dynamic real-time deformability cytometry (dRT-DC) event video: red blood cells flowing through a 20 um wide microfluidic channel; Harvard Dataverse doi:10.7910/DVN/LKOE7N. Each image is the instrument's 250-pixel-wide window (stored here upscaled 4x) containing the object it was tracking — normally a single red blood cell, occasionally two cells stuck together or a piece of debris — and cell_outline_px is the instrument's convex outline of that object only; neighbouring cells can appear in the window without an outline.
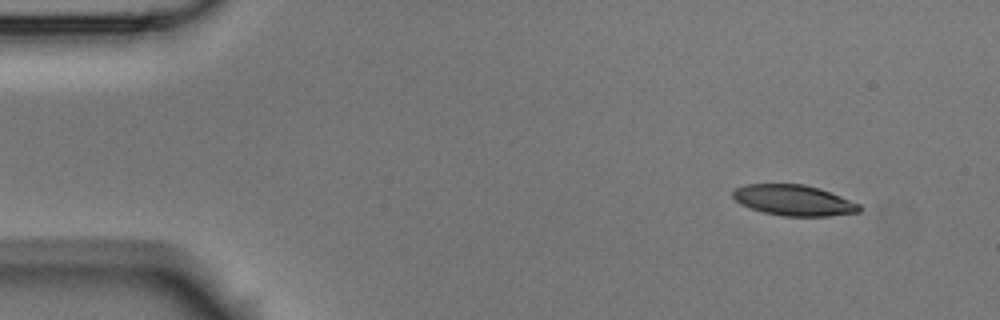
{"species": "Egyptian fruit bat (a non-hibernating species)", "species_latin": "Rousettus aegyptiacus", "temperature_condition": "room temperature", "stored_images_in_passage": 3, "camera_frame_rate_fps": 3000, "um_per_image_px": 0.085, "animal": {"sex": "male"}, "frame": {"image": 1, "passage_image": 1, "time_ms": 0.0, "image_size_px": [1000, 320], "cell_outline_px": [[864, 208], [860, 212], [828, 216], [784, 216], [764, 212], [740, 204], [732, 196], [732, 192], [736, 188], [744, 184], [804, 184], [820, 188], [860, 204]], "centroid_in_image_um": [67.49, 17.02], "position_along_channel_um": 17.5, "area_um2": 22.66}}
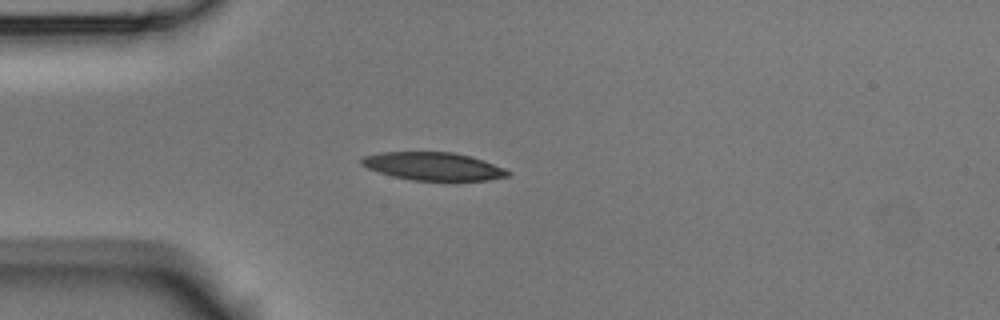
{"frame": {"image": 2, "passage_image": 3, "time_ms": 0.667, "image_size_px": [1000, 320], "cell_outline_px": [[512, 172], [508, 176], [488, 180], [456, 184], [412, 180], [392, 176], [368, 168], [360, 164], [360, 160], [364, 156], [380, 152], [456, 152], [472, 156], [484, 160], [504, 168]], "centroid_in_image_um": [36.91, 14.18], "position_along_channel_um": 48.1, "area_um2": 24.97}}